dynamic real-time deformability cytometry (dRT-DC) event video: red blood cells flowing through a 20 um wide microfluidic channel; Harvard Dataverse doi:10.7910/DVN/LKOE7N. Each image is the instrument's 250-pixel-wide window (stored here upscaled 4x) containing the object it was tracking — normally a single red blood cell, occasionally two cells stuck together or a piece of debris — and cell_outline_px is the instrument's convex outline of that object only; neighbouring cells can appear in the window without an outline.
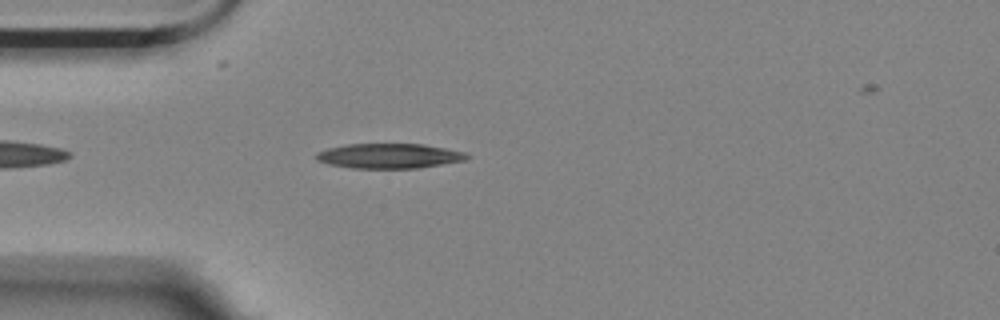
{"species": "Egyptian fruit bat (a non-hibernating species)", "species_latin": "Rousettus aegyptiacus", "temperature_condition": "room temperature", "stored_images_in_passage": 3, "camera_frame_rate_fps": 3000, "um_per_image_px": 0.085, "animal": {"sex": "female"}, "frame": {"image": 1, "passage_image": 3, "time_ms": 0.667, "image_size_px": [1000, 320], "cell_outline_px": [[472, 156], [468, 160], [420, 168], [352, 168], [328, 164], [316, 160], [316, 152], [328, 148], [348, 144], [424, 144], [468, 152]], "centroid_in_image_um": [33.16, 13.25], "position_along_channel_um": 51.8, "area_um2": 22.14}}